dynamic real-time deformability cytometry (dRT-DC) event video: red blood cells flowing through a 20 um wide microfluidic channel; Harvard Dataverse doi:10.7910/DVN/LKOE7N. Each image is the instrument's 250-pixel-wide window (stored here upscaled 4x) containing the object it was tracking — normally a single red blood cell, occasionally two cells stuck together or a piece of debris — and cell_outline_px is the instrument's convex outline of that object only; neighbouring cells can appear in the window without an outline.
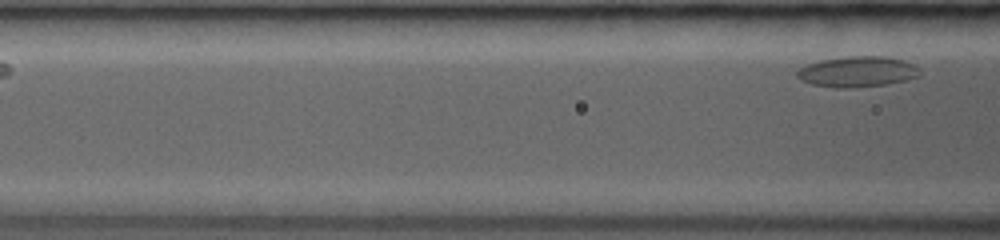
{"species": "common noctule bat (a hibernating species)", "species_latin": "Nyctalus noctula", "temperature_condition": "room temperature", "stored_images_in_passage": 4, "segment_of_instrument_passage": [2, 2], "camera_frame_rate_fps": 3000, "um_per_image_px": 0.085, "animal": {"sex": "female", "body_mass_g": 19.0, "forearm_length_mm": 53.3}, "frame": {"image": 1, "passage_image": 4, "time_ms": 2.667, "image_size_px": [1000, 240], "cell_outline_px": [[920, 76], [904, 80], [884, 84], [848, 88], [840, 88], [812, 84], [800, 80], [796, 76], [796, 72], [800, 68], [808, 64], [824, 60], [848, 56], [884, 56], [904, 60], [912, 64], [920, 72]], "centroid_in_image_um": [72.86, 6.09], "position_along_channel_um": 93.7, "area_um2": 21.56}}